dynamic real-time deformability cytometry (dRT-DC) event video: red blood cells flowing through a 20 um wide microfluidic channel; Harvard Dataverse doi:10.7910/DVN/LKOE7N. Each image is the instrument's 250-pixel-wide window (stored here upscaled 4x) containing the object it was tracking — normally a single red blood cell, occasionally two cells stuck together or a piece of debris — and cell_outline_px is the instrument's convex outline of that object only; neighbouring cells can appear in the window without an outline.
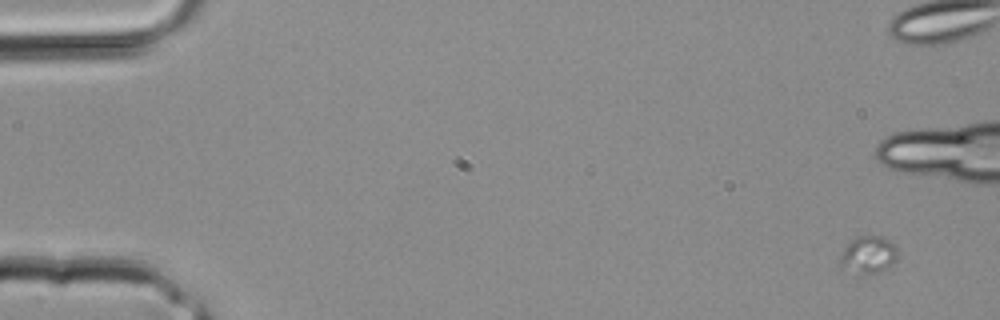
{"species": "common noctule bat (a hibernating species)", "species_latin": "Nyctalus noctula", "temperature_condition": "room temperature", "stored_images_in_passage": 5, "camera_frame_rate_fps": 3000, "um_per_image_px": 0.085, "animal": {"sex": "male", "body_mass_g": 20.4}, "frame": {"image": 1, "passage_image": 1, "time_ms": 0.0, "image_size_px": [1000, 320], "cell_outline_px": [[896, 260], [888, 268], [880, 272], [864, 276], [836, 268], [840, 252], [856, 236], [884, 236], [896, 248]], "centroid_in_image_um": [73.71, 21.72], "position_along_channel_um": 11.3, "area_um2": 13.12}}